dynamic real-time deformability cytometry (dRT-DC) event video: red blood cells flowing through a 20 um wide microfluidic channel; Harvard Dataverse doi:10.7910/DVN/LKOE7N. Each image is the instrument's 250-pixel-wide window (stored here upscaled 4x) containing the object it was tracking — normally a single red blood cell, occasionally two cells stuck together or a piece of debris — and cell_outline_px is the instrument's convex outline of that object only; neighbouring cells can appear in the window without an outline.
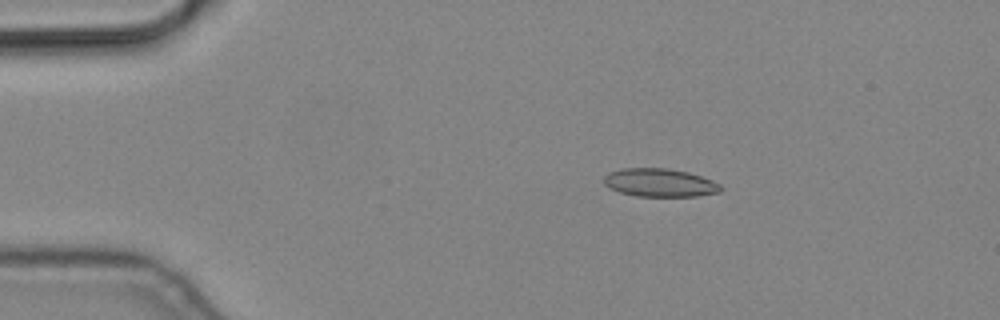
{"species": "common noctule bat (a hibernating species)", "species_latin": "Nyctalus noctula", "temperature_condition": "cold", "stored_images_in_passage": 5, "camera_frame_rate_fps": 3000, "um_per_image_px": 0.085, "animal": {"sex": "male", "body_mass_g": 19.2, "forearm_length_mm": 51.8}, "frame": {"image": 1, "passage_image": 3, "time_ms": 0.667, "image_size_px": [1000, 320], "cell_outline_px": [[724, 188], [720, 192], [696, 196], [636, 196], [620, 192], [604, 184], [604, 176], [608, 172], [624, 168], [668, 168], [688, 172], [712, 180], [720, 184]], "centroid_in_image_um": [56.1, 15.52], "position_along_channel_um": 28.9, "area_um2": 19.19}}